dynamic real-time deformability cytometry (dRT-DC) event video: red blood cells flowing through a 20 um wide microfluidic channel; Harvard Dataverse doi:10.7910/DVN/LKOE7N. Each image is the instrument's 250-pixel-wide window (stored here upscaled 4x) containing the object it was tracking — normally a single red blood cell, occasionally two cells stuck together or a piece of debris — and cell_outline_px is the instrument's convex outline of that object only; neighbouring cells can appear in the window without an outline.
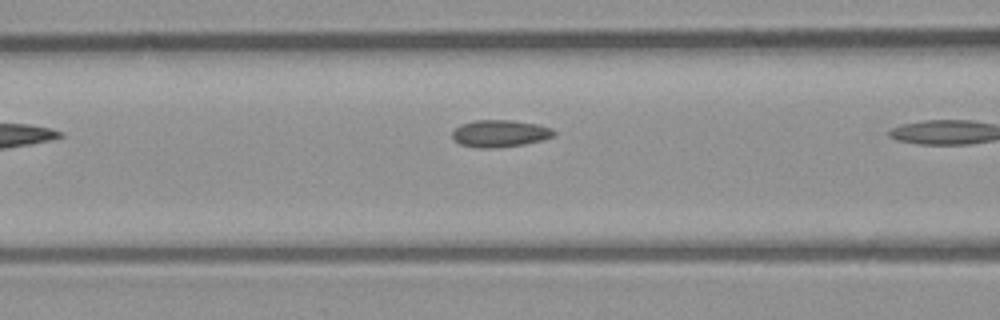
{"species": "common noctule bat (a hibernating species)", "species_latin": "Nyctalus noctula", "temperature_condition": "room temperature", "stored_images_in_passage": 6, "camera_frame_rate_fps": 3000, "um_per_image_px": 0.085, "animal": {"sex": "male", "body_mass_g": 23.1, "forearm_length_mm": 52.7}, "frame": {"image": 1, "passage_image": 5, "time_ms": 1.333, "image_size_px": [1000, 320], "cell_outline_px": [[556, 132], [552, 136], [540, 140], [524, 144], [496, 148], [476, 148], [460, 144], [452, 136], [452, 132], [460, 124], [476, 120], [512, 120], [536, 124], [552, 128]], "centroid_in_image_um": [42.47, 11.34], "position_along_channel_um": 124.1, "area_um2": 15.95}}